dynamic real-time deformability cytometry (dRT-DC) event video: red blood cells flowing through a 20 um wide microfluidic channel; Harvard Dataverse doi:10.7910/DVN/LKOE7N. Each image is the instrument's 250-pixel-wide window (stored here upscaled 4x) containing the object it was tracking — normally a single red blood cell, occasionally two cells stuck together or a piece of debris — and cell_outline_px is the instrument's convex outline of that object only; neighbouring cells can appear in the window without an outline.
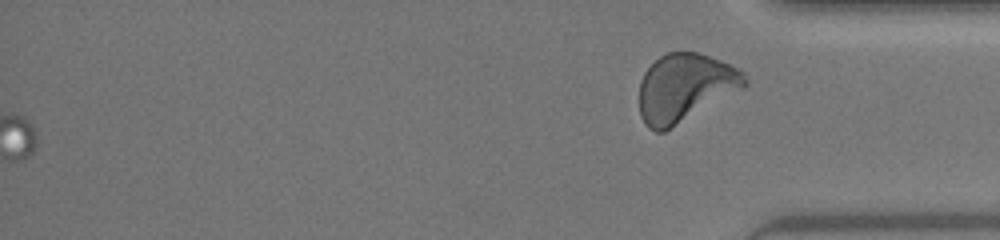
{"species": "human", "species_latin": "Homo sapiens", "temperature_condition": "warm", "stored_images_in_passage": 39, "camera_frame_rate_fps": 3000, "um_per_image_px": 0.085, "donor": {"sex": "female"}, "frame": {"image": 1, "passage_image": 39, "time_ms": 12.667, "image_size_px": [1000, 240], "cell_outline_px": [[748, 84], [744, 88], [664, 132], [656, 132], [648, 128], [644, 124], [640, 116], [640, 80], [644, 72], [660, 56], [668, 52], [696, 52], [720, 60], [744, 72], [748, 80]], "centroid_in_image_um": [58.22, 7.47], "position_along_channel_um": 377.0, "area_um2": 41.73}}